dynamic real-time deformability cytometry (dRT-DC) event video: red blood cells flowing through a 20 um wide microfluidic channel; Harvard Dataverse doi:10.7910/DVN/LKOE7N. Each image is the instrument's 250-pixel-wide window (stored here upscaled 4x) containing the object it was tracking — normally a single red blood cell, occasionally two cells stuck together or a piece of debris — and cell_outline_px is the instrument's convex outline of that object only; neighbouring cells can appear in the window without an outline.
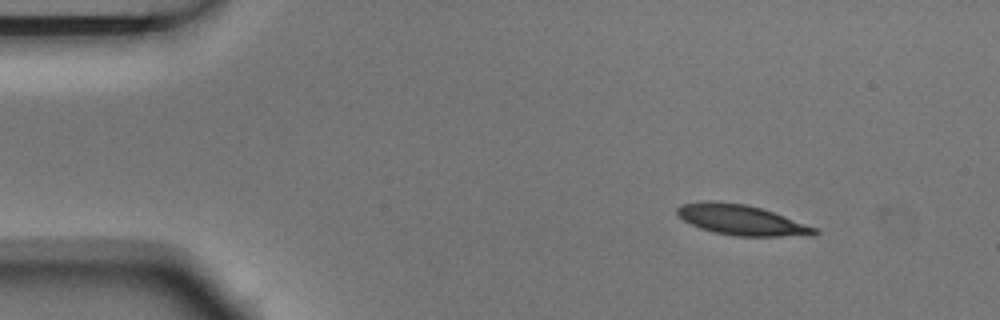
{"species": "Egyptian fruit bat (a non-hibernating species)", "species_latin": "Rousettus aegyptiacus", "temperature_condition": "room temperature", "stored_images_in_passage": 8, "camera_frame_rate_fps": 3000, "um_per_image_px": 0.085, "animal": {"sex": "male"}, "frame": {"image": 1, "passage_image": 1, "time_ms": 0.0, "image_size_px": [1000, 320], "cell_outline_px": [[820, 232], [816, 236], [736, 236], [712, 232], [700, 228], [684, 220], [676, 212], [676, 208], [680, 204], [704, 200], [716, 200], [748, 204], [784, 216], [816, 228]], "centroid_in_image_um": [63.01, 18.69], "position_along_channel_um": 22.0, "area_um2": 24.45}}
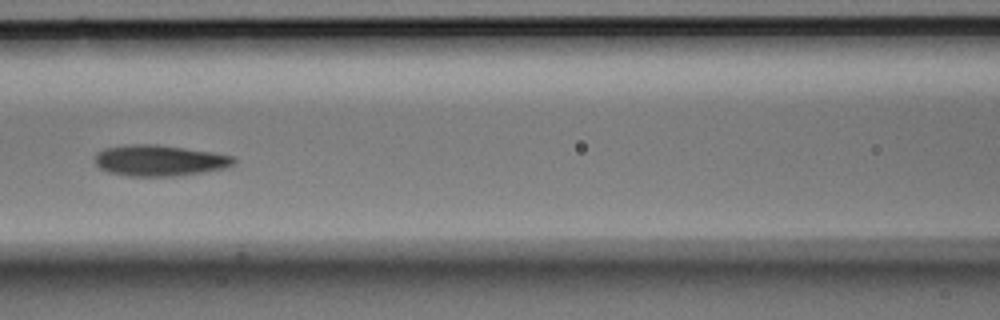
{"frame": {"image": 2, "passage_image": 5, "time_ms": 1.333, "image_size_px": [1000, 320], "cell_outline_px": [[236, 164], [224, 168], [204, 172], [172, 176], [128, 176], [108, 172], [100, 168], [96, 164], [96, 152], [104, 148], [132, 144], [156, 144], [212, 152], [236, 156]], "centroid_in_image_um": [13.58, 13.64], "position_along_channel_um": 153.0, "area_um2": 25.14}}
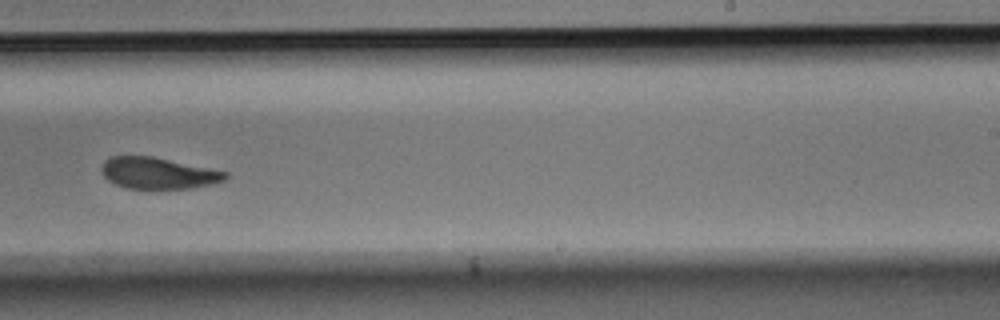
{"frame": {"image": 3, "passage_image": 8, "time_ms": 2.333, "image_size_px": [1000, 320], "cell_outline_px": [[228, 176], [224, 180], [212, 184], [192, 188], [128, 188], [116, 184], [108, 180], [104, 176], [100, 168], [104, 160], [112, 156], [152, 156], [228, 172]], "centroid_in_image_um": [13.43, 14.71], "position_along_channel_um": 275.6, "area_um2": 22.48}}